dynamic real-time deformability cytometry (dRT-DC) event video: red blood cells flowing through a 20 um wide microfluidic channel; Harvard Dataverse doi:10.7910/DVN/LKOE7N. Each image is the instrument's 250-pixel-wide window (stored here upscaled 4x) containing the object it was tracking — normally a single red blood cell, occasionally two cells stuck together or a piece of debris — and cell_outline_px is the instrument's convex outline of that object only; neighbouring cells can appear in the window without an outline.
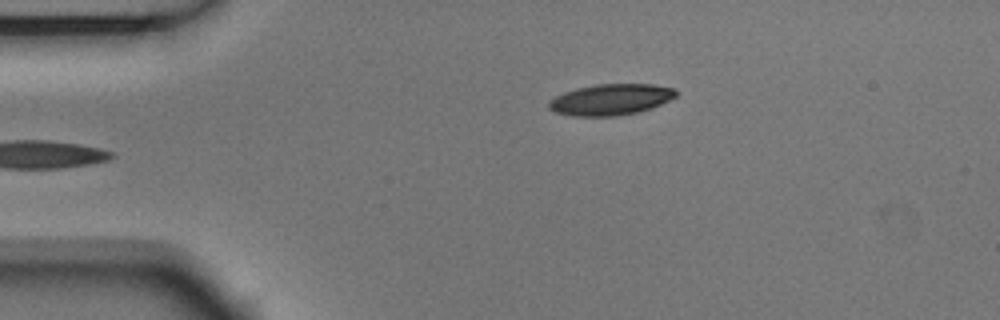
{"species": "Egyptian fruit bat (a non-hibernating species)", "species_latin": "Rousettus aegyptiacus", "temperature_condition": "room temperature", "stored_images_in_passage": 38, "camera_frame_rate_fps": 3000, "um_per_image_px": 0.085, "animal": {"sex": "male"}, "frame": {"image": 1, "passage_image": 1, "time_ms": 0.0, "image_size_px": [1000, 320], "cell_outline_px": [[676, 96], [652, 108], [636, 112], [616, 116], [572, 116], [556, 112], [548, 108], [548, 100], [564, 92], [576, 88], [596, 84], [652, 84], [672, 88], [676, 92]], "centroid_in_image_um": [51.86, 8.46], "position_along_channel_um": 33.1, "area_um2": 22.95}}
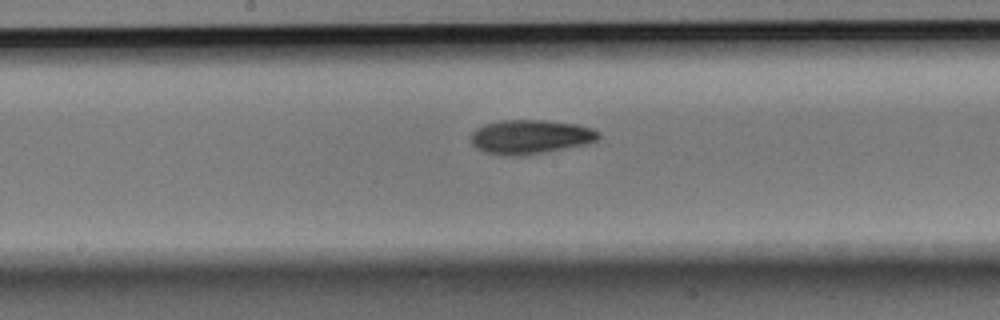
{"frame": {"image": 2, "passage_image": 18, "time_ms": 5.667, "image_size_px": [1000, 320], "cell_outline_px": [[600, 136], [596, 140], [584, 144], [544, 152], [520, 156], [500, 156], [484, 152], [476, 148], [472, 144], [472, 132], [476, 128], [484, 124], [500, 120], [544, 120], [576, 124], [592, 128], [600, 132]], "centroid_in_image_um": [45.04, 11.63], "position_along_channel_um": 203.2, "area_um2": 25.43}}
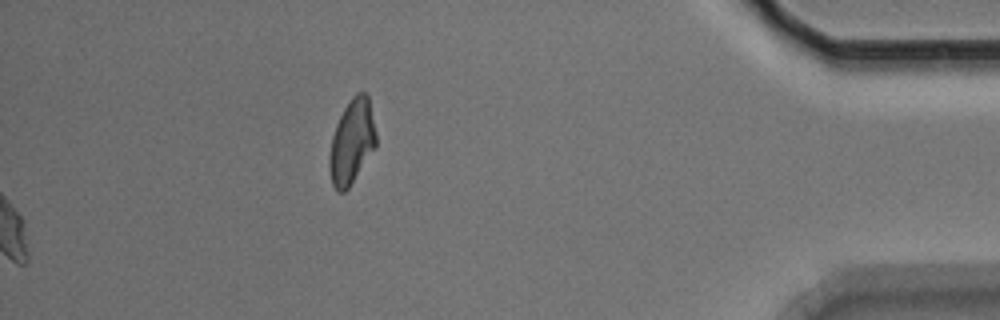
{"frame": {"image": 3, "passage_image": 38, "time_ms": 12.333, "image_size_px": [1000, 320], "cell_outline_px": [[376, 148], [348, 188], [344, 192], [336, 192], [332, 184], [328, 168], [328, 156], [332, 136], [336, 124], [344, 108], [352, 96], [356, 92], [364, 92], [368, 96], [376, 132]], "centroid_in_image_um": [29.89, 12.07], "position_along_channel_um": 405.3, "area_um2": 23.18}, "authors_computed_cell_mechanics": {"area_um2": 23.8425, "velocity_mm_per_s": 3.7457, "shape_relaxation_time_tau1_ms": 3.7862, "shape_relaxation_time_tau2_ms": 3.5524, "deformation_change_tau1": 0.1418, "deformation_change_tau2": 0.095}}